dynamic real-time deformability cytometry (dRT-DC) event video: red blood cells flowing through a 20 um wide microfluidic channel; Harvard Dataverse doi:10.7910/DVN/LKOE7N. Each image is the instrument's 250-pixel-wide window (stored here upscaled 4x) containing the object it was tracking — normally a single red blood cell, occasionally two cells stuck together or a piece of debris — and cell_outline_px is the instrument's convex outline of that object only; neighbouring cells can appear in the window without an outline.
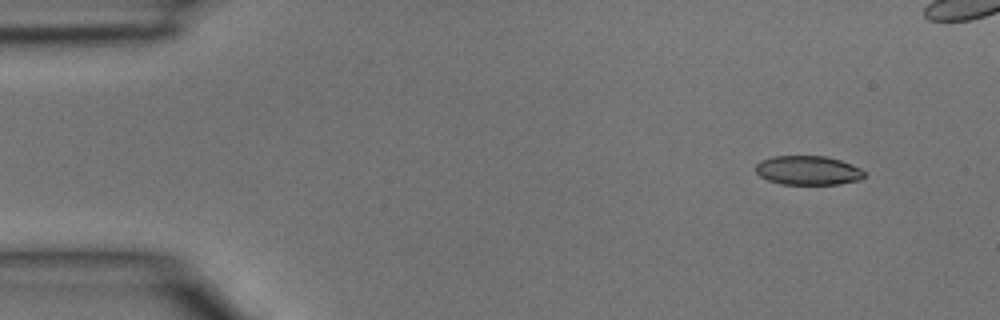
{"species": "common noctule bat (a hibernating species)", "species_latin": "Nyctalus noctula", "temperature_condition": "room temperature", "stored_images_in_passage": 3, "camera_frame_rate_fps": 3000, "um_per_image_px": 0.085, "animal": {"sex": "male", "body_mass_g": 15.6}, "frame": {"image": 1, "passage_image": 1, "time_ms": 0.0, "image_size_px": [1000, 320], "cell_outline_px": [[868, 176], [860, 180], [840, 184], [780, 184], [768, 180], [760, 176], [756, 172], [756, 164], [760, 160], [772, 156], [824, 156], [840, 160], [852, 164], [860, 168]], "centroid_in_image_um": [68.7, 14.48], "position_along_channel_um": 16.3, "area_um2": 18.61}}